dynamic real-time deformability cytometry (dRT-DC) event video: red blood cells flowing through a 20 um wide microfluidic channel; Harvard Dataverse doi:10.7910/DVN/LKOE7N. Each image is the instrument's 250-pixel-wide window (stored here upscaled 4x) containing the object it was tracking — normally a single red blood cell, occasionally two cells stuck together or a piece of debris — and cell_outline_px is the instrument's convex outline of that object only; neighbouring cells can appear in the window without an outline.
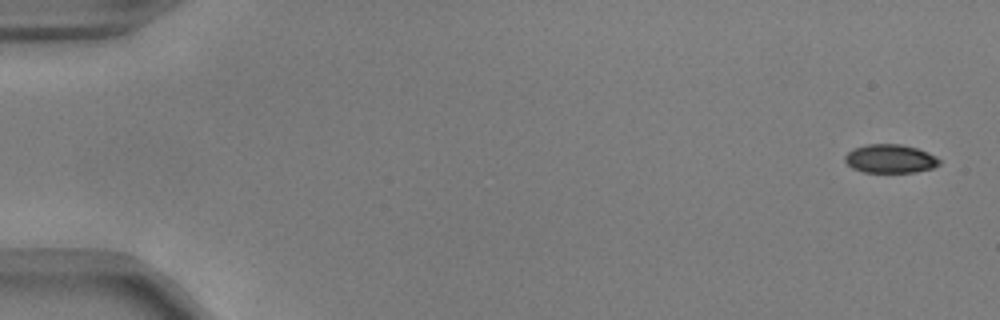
{"species": "common noctule bat (a hibernating species)", "species_latin": "Nyctalus noctula", "temperature_condition": "warm", "stored_images_in_passage": 54, "camera_frame_rate_fps": 3000, "um_per_image_px": 0.085, "animal": {"sex": "male", "body_mass_g": 17.9, "forearm_length_mm": 54.2}, "frame": {"image": 1, "passage_image": 1, "time_ms": 0.0, "image_size_px": [1000, 320], "cell_outline_px": [[940, 164], [932, 168], [916, 172], [864, 172], [852, 168], [844, 160], [844, 156], [852, 148], [868, 144], [900, 144], [916, 148], [928, 152], [936, 156], [940, 160]], "centroid_in_image_um": [75.66, 13.49], "position_along_channel_um": 9.3, "area_um2": 15.78}}
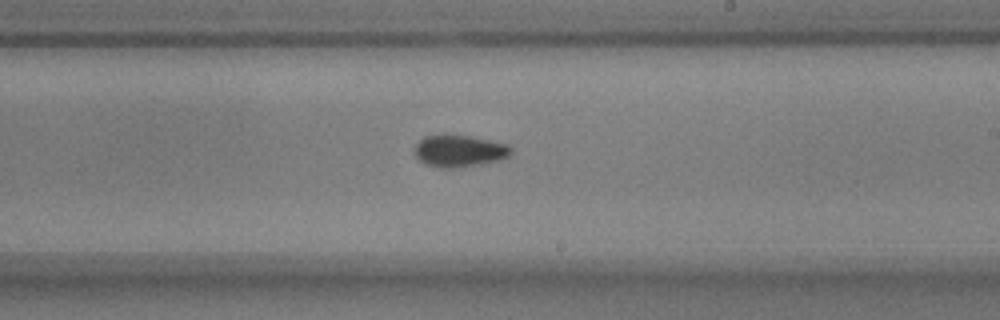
{"frame": {"image": 2, "passage_image": 32, "time_ms": 10.333, "image_size_px": [1000, 320], "cell_outline_px": [[512, 152], [508, 156], [500, 160], [452, 168], [440, 168], [424, 164], [416, 156], [412, 148], [424, 136], [444, 132], [472, 136], [508, 144], [512, 148]], "centroid_in_image_um": [38.99, 12.78], "position_along_channel_um": 250.0, "area_um2": 18.44}}
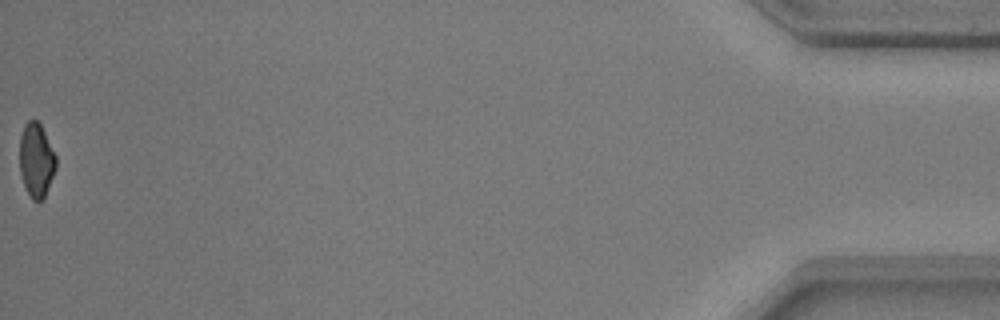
{"frame": {"image": 3, "passage_image": 54, "time_ms": 17.667, "image_size_px": [1000, 320], "cell_outline_px": [[56, 168], [44, 200], [32, 200], [20, 176], [20, 136], [24, 124], [28, 120], [36, 120], [40, 124], [56, 156]], "centroid_in_image_um": [3.08, 13.63], "position_along_channel_um": 432.1, "area_um2": 15.66}, "authors_computed_cell_mechanics": {"area_um2": 17.1088, "velocity_mm_per_s": 3.7347, "shape_relaxation_time_tau1_ms": 2.4121, "shape_relaxation_time_tau2_ms": 1.2155, "deformation_change_tau1": 0.0855, "deformation_change_tau2": 0.0395}}